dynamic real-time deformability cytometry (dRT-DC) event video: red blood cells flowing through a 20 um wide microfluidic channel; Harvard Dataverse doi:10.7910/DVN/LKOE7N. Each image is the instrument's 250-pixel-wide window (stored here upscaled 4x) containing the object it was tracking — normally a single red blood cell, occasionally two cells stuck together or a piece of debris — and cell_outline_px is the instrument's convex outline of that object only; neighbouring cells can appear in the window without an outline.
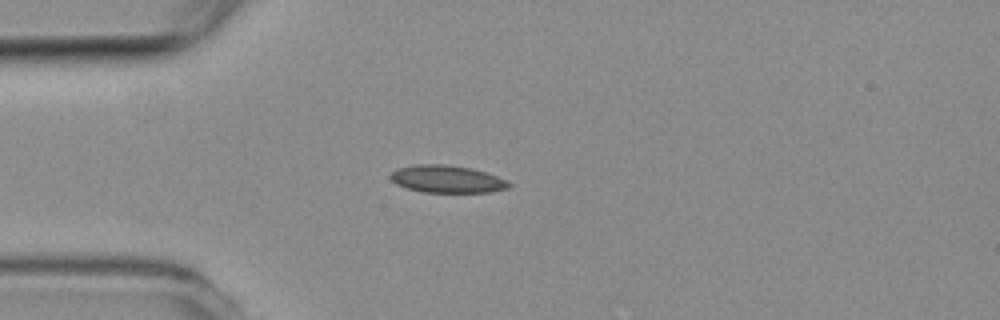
{"species": "common noctule bat (a hibernating species)", "species_latin": "Nyctalus noctula", "temperature_condition": "room temperature", "stored_images_in_passage": 1, "camera_frame_rate_fps": 3000, "um_per_image_px": 0.085, "animal": {"sex": "female", "body_mass_g": 19.3, "forearm_length_mm": 54.1}, "frame": {"image": 1, "passage_image": 1, "time_ms": 0.0, "image_size_px": [1000, 320], "cell_outline_px": [[512, 184], [508, 188], [488, 192], [424, 192], [408, 188], [396, 184], [388, 176], [396, 168], [416, 164], [444, 164], [472, 168], [508, 180]], "centroid_in_image_um": [37.98, 15.21], "position_along_channel_um": 47.0, "area_um2": 18.9}}